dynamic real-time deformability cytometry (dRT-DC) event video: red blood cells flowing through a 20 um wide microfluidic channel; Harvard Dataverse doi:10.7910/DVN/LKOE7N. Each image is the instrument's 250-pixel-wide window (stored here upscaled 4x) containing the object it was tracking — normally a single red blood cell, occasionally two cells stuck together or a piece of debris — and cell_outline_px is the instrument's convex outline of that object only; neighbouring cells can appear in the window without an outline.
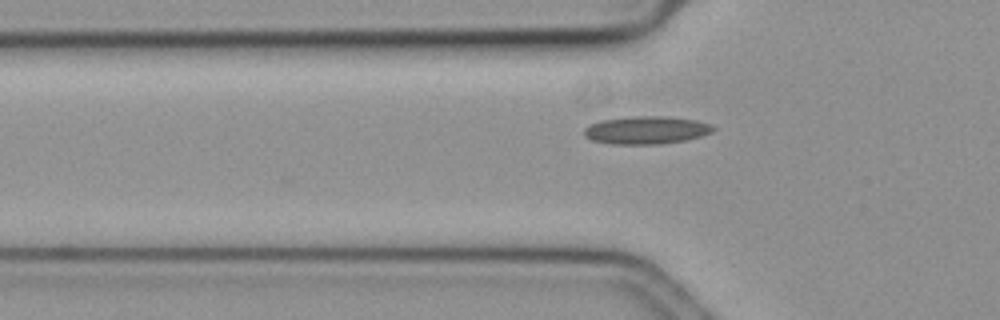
{"species": "common noctule bat (a hibernating species)", "species_latin": "Nyctalus noctula", "temperature_condition": "cold", "stored_images_in_passage": 33, "camera_frame_rate_fps": 3000, "um_per_image_px": 0.085, "animal": {"sex": "female", "body_mass_g": 19.3, "forearm_length_mm": 54.1}, "frame": {"image": 1, "passage_image": 4, "time_ms": 1.0, "image_size_px": [1000, 320], "cell_outline_px": [[716, 128], [712, 132], [700, 136], [684, 140], [660, 144], [612, 144], [592, 140], [584, 136], [584, 128], [588, 124], [600, 120], [636, 116], [668, 116], [696, 120], [712, 124]], "centroid_in_image_um": [54.92, 11.05], "position_along_channel_um": 70.9, "area_um2": 21.04}}
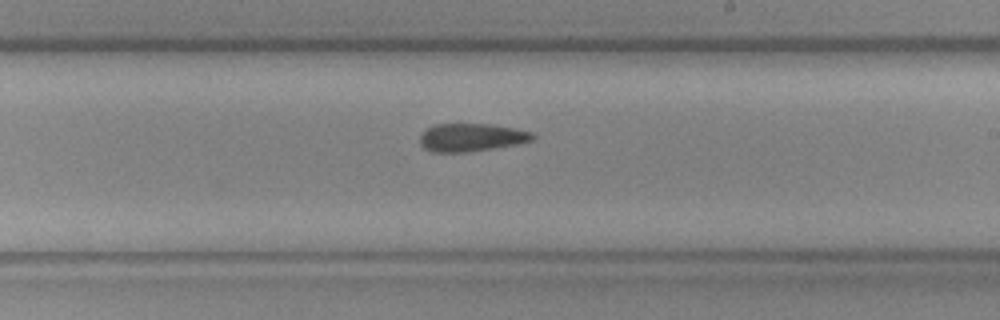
{"frame": {"image": 2, "passage_image": 19, "time_ms": 6.0, "image_size_px": [1000, 320], "cell_outline_px": [[536, 136], [532, 140], [516, 144], [468, 152], [432, 152], [424, 148], [420, 144], [420, 136], [432, 124], [492, 124], [532, 132]], "centroid_in_image_um": [40.04, 11.68], "position_along_channel_um": 249.0, "area_um2": 18.26}}
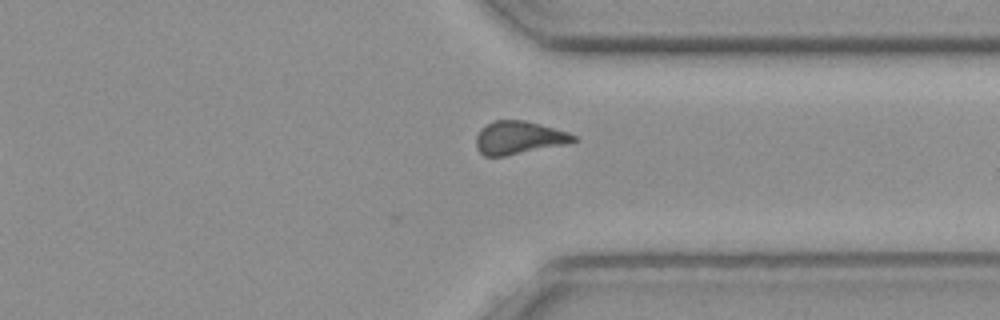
{"frame": {"image": 3, "passage_image": 29, "time_ms": 9.333, "image_size_px": [1000, 320], "cell_outline_px": [[576, 140], [568, 144], [504, 156], [484, 156], [476, 148], [476, 136], [480, 128], [492, 120], [524, 120], [540, 124], [568, 132], [576, 136]], "centroid_in_image_um": [44.07, 11.7], "position_along_channel_um": 367.3, "area_um2": 18.84}}